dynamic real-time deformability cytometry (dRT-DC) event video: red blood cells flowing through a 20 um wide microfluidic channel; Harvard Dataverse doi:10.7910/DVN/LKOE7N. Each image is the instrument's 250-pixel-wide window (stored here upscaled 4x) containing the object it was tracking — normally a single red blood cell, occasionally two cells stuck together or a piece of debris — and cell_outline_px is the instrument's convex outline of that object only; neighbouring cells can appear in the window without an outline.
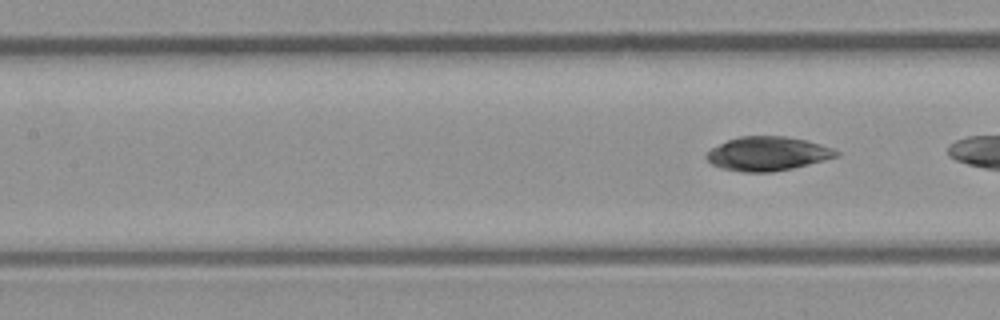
{"species": "common noctule bat (a hibernating species)", "species_latin": "Nyctalus noctula", "temperature_condition": "room temperature", "stored_images_in_passage": 7, "segment_of_instrument_passage": [2, 2], "camera_frame_rate_fps": 3000, "um_per_image_px": 0.085, "animal": {"sex": "male", "body_mass_g": 23.1, "forearm_length_mm": 52.7}, "frame": {"image": 1, "passage_image": 7, "time_ms": 7.667, "image_size_px": [1000, 320], "cell_outline_px": [[840, 152], [836, 156], [824, 160], [792, 168], [772, 172], [740, 172], [720, 168], [712, 164], [704, 156], [712, 148], [728, 140], [740, 136], [784, 136], [804, 140], [820, 144], [832, 148]], "centroid_in_image_um": [65.21, 13.07], "position_along_channel_um": 142.2, "area_um2": 25.49}}